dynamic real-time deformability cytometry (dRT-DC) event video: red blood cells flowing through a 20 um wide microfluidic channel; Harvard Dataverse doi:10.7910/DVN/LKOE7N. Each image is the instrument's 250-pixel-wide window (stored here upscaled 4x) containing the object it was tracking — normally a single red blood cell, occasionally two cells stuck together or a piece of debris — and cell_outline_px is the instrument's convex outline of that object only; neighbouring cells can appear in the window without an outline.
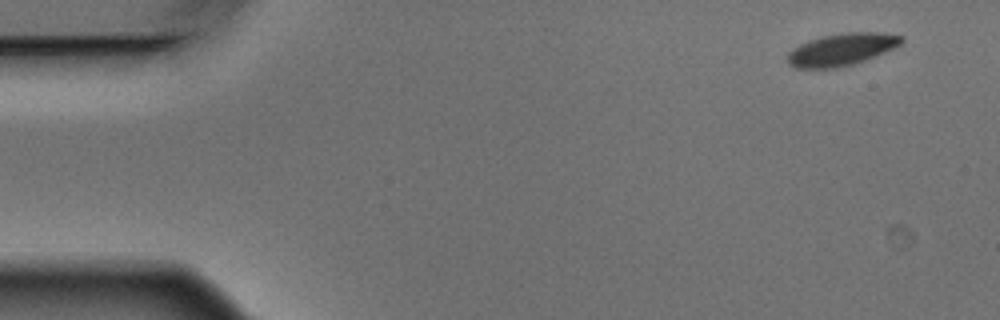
{"species": "Egyptian fruit bat (a non-hibernating species)", "species_latin": "Rousettus aegyptiacus", "temperature_condition": "warm", "stored_images_in_passage": 7, "camera_frame_rate_fps": 3000, "um_per_image_px": 0.085, "animal": {"sex": "male"}, "frame": {"image": 1, "passage_image": 1, "time_ms": 0.0, "image_size_px": [1000, 320], "cell_outline_px": [[904, 40], [900, 44], [876, 56], [852, 64], [836, 68], [796, 68], [788, 64], [788, 52], [792, 48], [808, 40], [824, 36], [844, 32], [884, 32], [904, 36]], "centroid_in_image_um": [71.54, 4.19], "position_along_channel_um": 13.5, "area_um2": 21.39}}
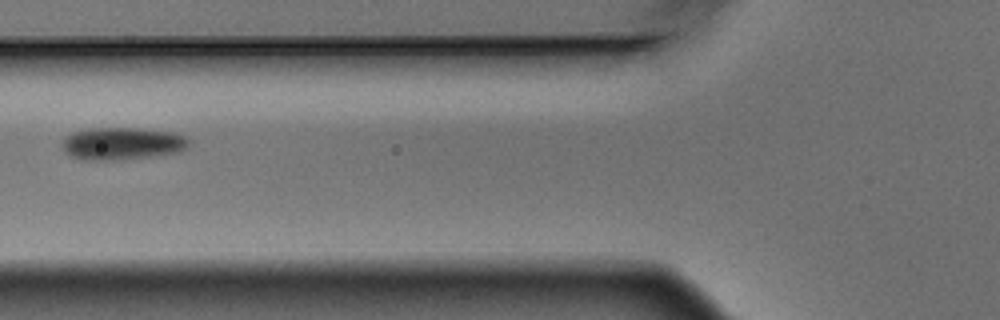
{"frame": {"image": 2, "passage_image": 6, "time_ms": 1.667, "image_size_px": [1000, 320], "cell_outline_px": [[188, 148], [180, 152], [148, 156], [112, 160], [84, 160], [72, 156], [64, 152], [60, 144], [64, 136], [72, 132], [88, 128], [140, 128], [172, 132], [184, 136], [188, 140]], "centroid_in_image_um": [10.32, 12.19], "position_along_channel_um": 115.5, "area_um2": 24.04}}
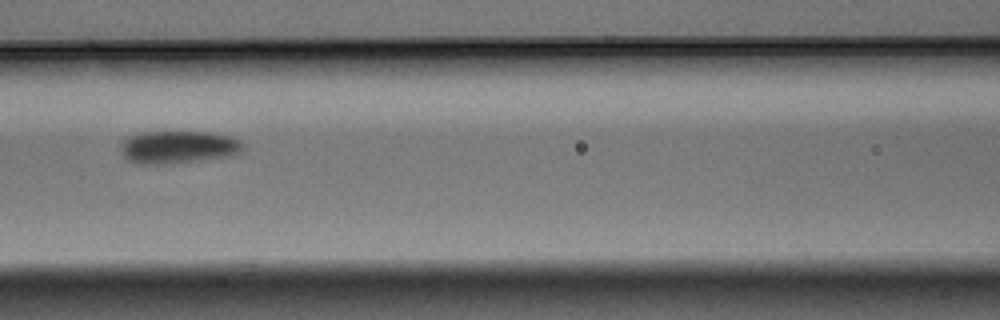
{"frame": {"image": 3, "passage_image": 7, "time_ms": 2.0, "image_size_px": [1000, 320], "cell_outline_px": [[244, 148], [240, 152], [232, 156], [168, 164], [136, 164], [128, 160], [120, 152], [120, 148], [124, 140], [128, 136], [136, 132], [212, 132], [232, 136], [240, 140], [244, 144]], "centroid_in_image_um": [15.15, 12.5], "position_along_channel_um": 151.4, "area_um2": 23.7}}